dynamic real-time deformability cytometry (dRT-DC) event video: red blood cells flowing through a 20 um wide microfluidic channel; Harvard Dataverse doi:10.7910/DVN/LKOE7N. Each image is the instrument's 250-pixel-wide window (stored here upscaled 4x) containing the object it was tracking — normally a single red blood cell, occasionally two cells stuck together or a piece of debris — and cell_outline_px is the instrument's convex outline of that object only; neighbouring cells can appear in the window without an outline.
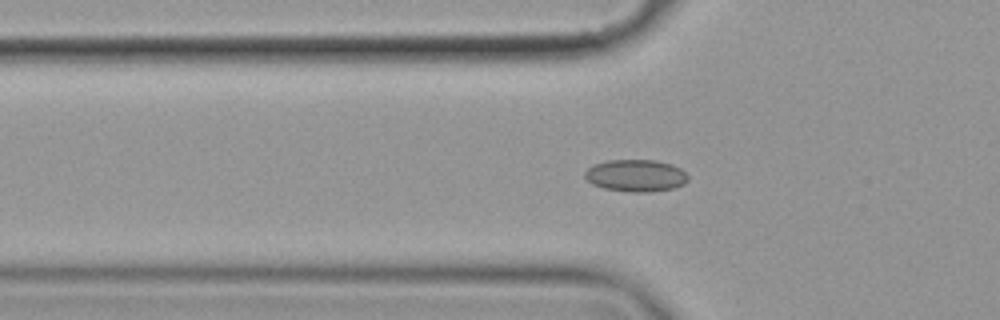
{"species": "common noctule bat (a hibernating species)", "species_latin": "Nyctalus noctula", "temperature_condition": "cold", "stored_images_in_passage": 45, "camera_frame_rate_fps": 3000, "um_per_image_px": 0.085, "animal": {"sex": "female", "body_mass_g": 19.9}, "frame": {"image": 1, "passage_image": 12, "time_ms": 3.667, "image_size_px": [1000, 320], "cell_outline_px": [[688, 180], [684, 184], [672, 188], [648, 192], [632, 192], [604, 188], [592, 184], [584, 176], [584, 172], [588, 168], [596, 164], [608, 160], [656, 160], [672, 164], [680, 168], [688, 176]], "centroid_in_image_um": [54.05, 14.92], "position_along_channel_um": 71.7, "area_um2": 19.19}}
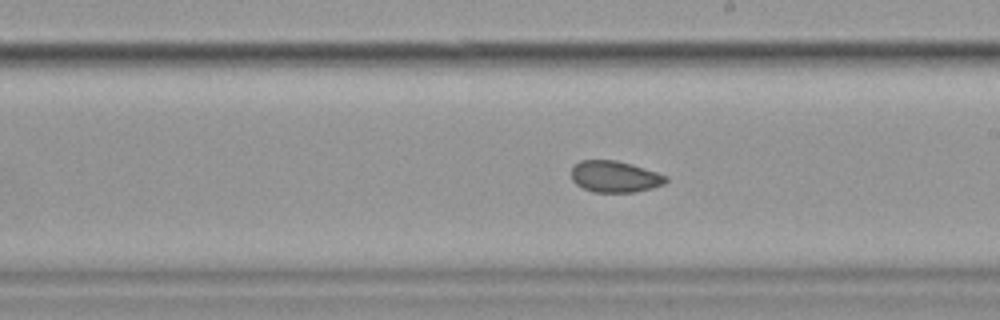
{"frame": {"image": 2, "passage_image": 26, "time_ms": 8.333, "image_size_px": [1000, 320], "cell_outline_px": [[668, 180], [664, 184], [652, 188], [636, 192], [592, 192], [576, 184], [572, 180], [572, 168], [580, 160], [616, 160], [632, 164], [668, 176]], "centroid_in_image_um": [52.27, 15.01], "position_along_channel_um": 236.7, "area_um2": 17.34}}
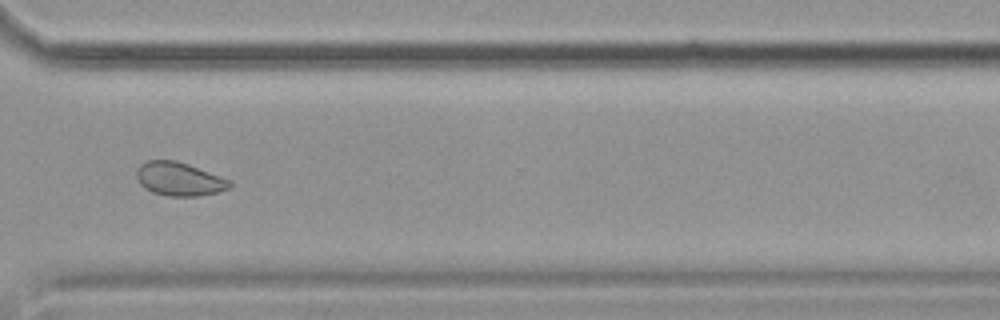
{"frame": {"image": 3, "passage_image": 36, "time_ms": 11.667, "image_size_px": [1000, 320], "cell_outline_px": [[232, 184], [228, 188], [216, 192], [200, 196], [168, 196], [152, 192], [144, 188], [140, 184], [136, 176], [136, 172], [140, 164], [148, 160], [176, 160], [188, 164], [232, 180]], "centroid_in_image_um": [15.22, 15.21], "position_along_channel_um": 355.4, "area_um2": 18.26}, "authors_computed_cell_mechanics": {"area_um2": 18.0914, "velocity_mm_per_s": 3.5505, "shape_relaxation_time_tau1_ms": null, "shape_relaxation_time_tau2_ms": 2.2102, "deformation_change_tau1": null, "deformation_change_tau2": 0.0487}}